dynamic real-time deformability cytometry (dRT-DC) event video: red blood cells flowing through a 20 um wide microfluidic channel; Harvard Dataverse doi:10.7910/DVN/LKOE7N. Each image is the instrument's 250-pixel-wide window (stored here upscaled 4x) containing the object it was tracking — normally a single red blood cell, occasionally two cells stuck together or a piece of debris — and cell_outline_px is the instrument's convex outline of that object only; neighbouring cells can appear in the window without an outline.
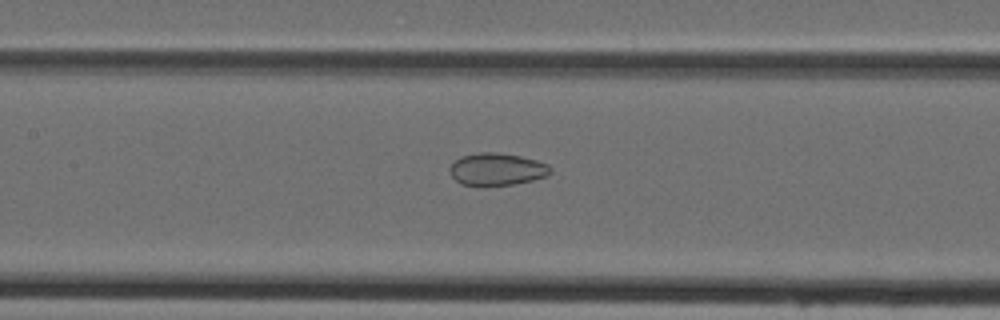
{"species": "Egyptian fruit bat (a non-hibernating species)", "species_latin": "Rousettus aegyptiacus", "temperature_condition": "cold", "stored_images_in_passage": 38, "camera_frame_rate_fps": 3000, "um_per_image_px": 0.085, "animal": {"sex": "female"}, "frame": {"image": 1, "passage_image": 19, "time_ms": 6.0, "image_size_px": [1000, 320], "cell_outline_px": [[552, 172], [548, 176], [532, 180], [512, 184], [460, 184], [452, 176], [448, 168], [460, 156], [476, 152], [496, 152], [520, 156], [536, 160], [548, 164], [552, 168]], "centroid_in_image_um": [42.25, 14.36], "position_along_channel_um": 165.1, "area_um2": 18.79}}
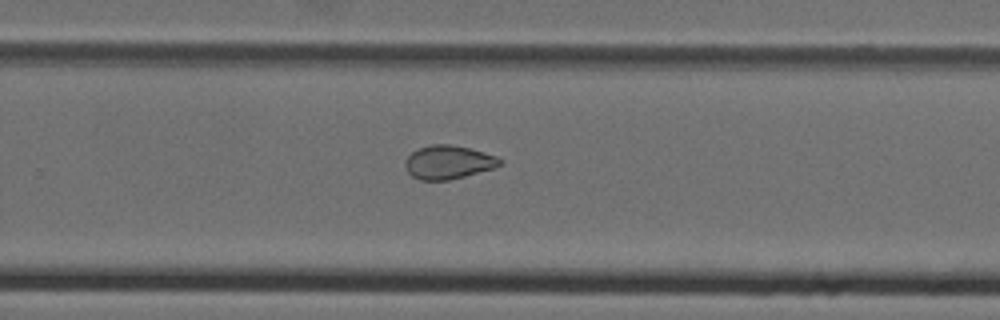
{"frame": {"image": 2, "passage_image": 28, "time_ms": 9.0, "image_size_px": [1000, 320], "cell_outline_px": [[504, 160], [496, 168], [448, 180], [420, 180], [412, 176], [408, 172], [404, 164], [404, 160], [412, 152], [420, 148], [432, 144], [452, 144], [468, 148], [496, 156]], "centroid_in_image_um": [38.1, 13.79], "position_along_channel_um": 291.7, "area_um2": 18.5}}
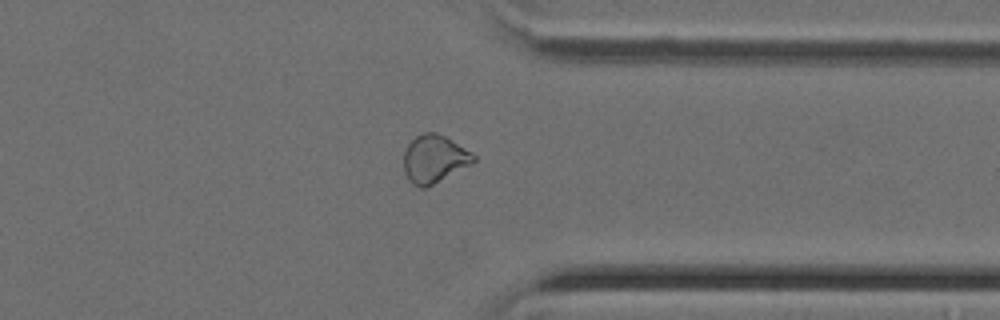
{"frame": {"image": 3, "passage_image": 34, "time_ms": 11.0, "image_size_px": [1000, 320], "cell_outline_px": [[476, 160], [472, 164], [424, 188], [420, 188], [412, 184], [408, 180], [404, 172], [404, 152], [408, 144], [416, 136], [424, 132], [436, 132], [444, 136], [472, 152], [476, 156]], "centroid_in_image_um": [36.9, 13.51], "position_along_channel_um": 374.5, "area_um2": 19.36}}